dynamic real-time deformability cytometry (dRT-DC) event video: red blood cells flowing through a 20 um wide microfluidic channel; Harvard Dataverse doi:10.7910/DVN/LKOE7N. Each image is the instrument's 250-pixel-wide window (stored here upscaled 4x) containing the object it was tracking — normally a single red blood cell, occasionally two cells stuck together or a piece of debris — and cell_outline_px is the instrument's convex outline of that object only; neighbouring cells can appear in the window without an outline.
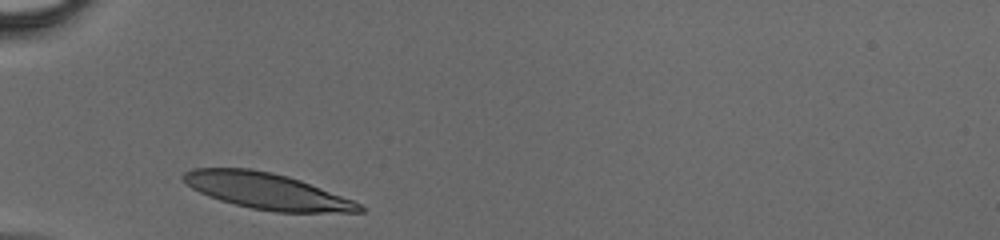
{"species": "human", "species_latin": "Homo sapiens", "temperature_condition": "cold", "stored_images_in_passage": 24, "camera_frame_rate_fps": 3000, "um_per_image_px": 0.085, "donor": {"sex": "male"}, "frame": {"image": 1, "passage_image": 1, "time_ms": 0.0, "image_size_px": [1000, 240], "cell_outline_px": [[364, 212], [276, 212], [252, 208], [220, 200], [208, 196], [192, 188], [180, 176], [184, 172], [192, 168], [248, 168], [272, 172], [288, 176], [300, 180], [352, 200], [360, 204], [364, 208]], "centroid_in_image_um": [22.65, 16.23], "position_along_channel_um": 62.3, "area_um2": 36.65}}
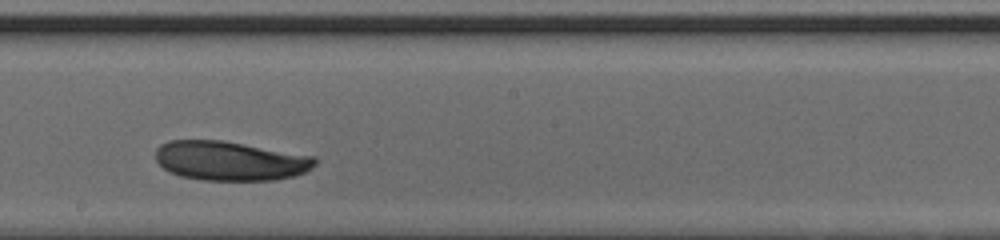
{"frame": {"image": 2, "passage_image": 13, "time_ms": 4.0, "image_size_px": [1000, 240], "cell_outline_px": [[316, 164], [312, 168], [296, 176], [276, 180], [204, 180], [180, 176], [164, 168], [156, 160], [156, 148], [160, 144], [168, 140], [220, 140], [316, 156]], "centroid_in_image_um": [19.58, 13.67], "position_along_channel_um": 228.6, "area_um2": 36.59}}
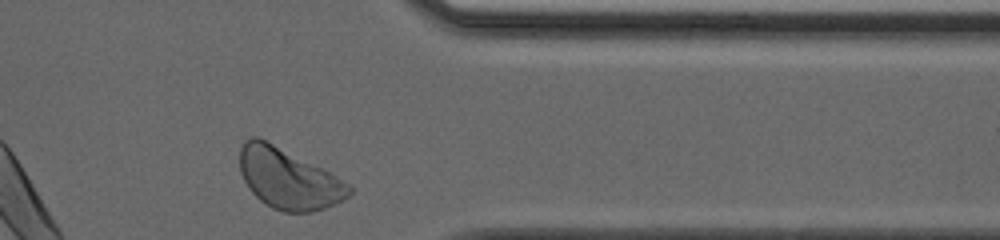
{"frame": {"image": 3, "passage_image": 24, "time_ms": 7.667, "image_size_px": [1000, 240], "cell_outline_px": [[352, 192], [348, 196], [324, 208], [312, 212], [284, 212], [272, 208], [264, 204], [252, 192], [244, 180], [240, 172], [240, 148], [244, 140], [252, 136], [256, 136], [324, 168], [348, 184], [352, 188]], "centroid_in_image_um": [24.49, 15.18], "position_along_channel_um": 386.9, "area_um2": 38.21}}